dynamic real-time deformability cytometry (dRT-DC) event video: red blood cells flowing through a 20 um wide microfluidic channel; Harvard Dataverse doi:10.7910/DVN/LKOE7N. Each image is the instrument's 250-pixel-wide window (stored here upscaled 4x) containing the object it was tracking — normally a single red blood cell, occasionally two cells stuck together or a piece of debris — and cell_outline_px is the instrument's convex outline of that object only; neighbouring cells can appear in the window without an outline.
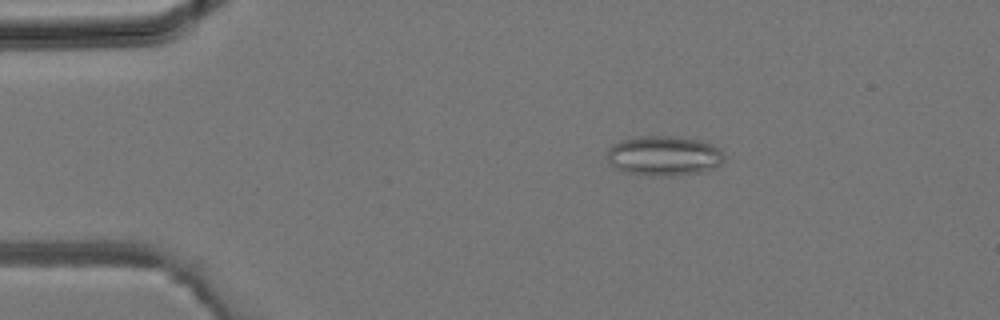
{"species": "common noctule bat (a hibernating species)", "species_latin": "Nyctalus noctula", "temperature_condition": "room temperature", "stored_images_in_passage": 37, "camera_frame_rate_fps": 3000, "um_per_image_px": 0.085, "animal": {"sex": "male", "body_mass_g": 19.2, "forearm_length_mm": 51.8}, "frame": {"image": 1, "passage_image": 7, "time_ms": 2.0, "image_size_px": [1000, 320], "cell_outline_px": [[724, 156], [720, 164], [712, 168], [700, 172], [672, 176], [648, 176], [624, 172], [608, 164], [608, 148], [612, 144], [620, 140], [636, 136], [680, 136], [700, 140], [712, 144], [720, 148]], "centroid_in_image_um": [56.4, 13.23], "position_along_channel_um": 28.6, "area_um2": 27.57}}
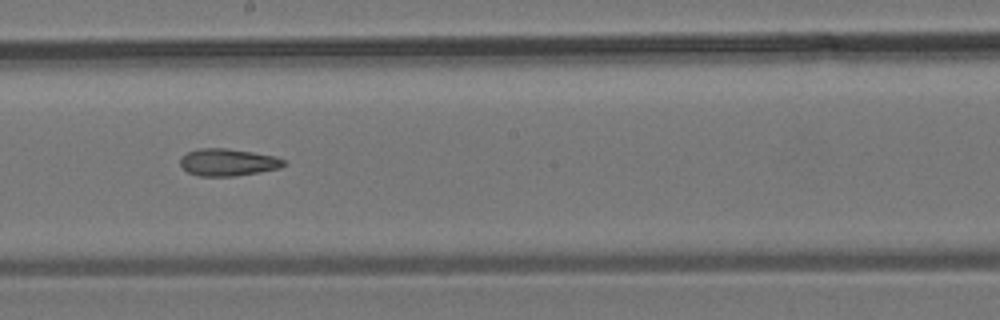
{"frame": {"image": 2, "passage_image": 21, "time_ms": 6.667, "image_size_px": [1000, 320], "cell_outline_px": [[288, 164], [280, 168], [260, 172], [232, 176], [200, 176], [188, 172], [180, 164], [180, 160], [188, 152], [200, 148], [224, 148], [252, 152], [276, 156], [284, 160]], "centroid_in_image_um": [19.42, 13.79], "position_along_channel_um": 228.8, "area_um2": 16.3}}
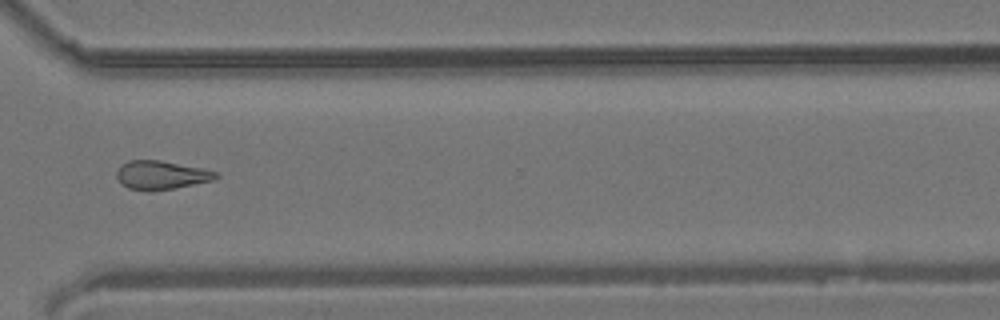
{"frame": {"image": 3, "passage_image": 28, "time_ms": 9.0, "image_size_px": [1000, 320], "cell_outline_px": [[220, 176], [212, 180], [172, 188], [128, 188], [120, 184], [116, 176], [116, 172], [120, 164], [128, 160], [160, 160], [204, 168], [216, 172]], "centroid_in_image_um": [13.68, 14.83], "position_along_channel_um": 356.9, "area_um2": 16.07}}